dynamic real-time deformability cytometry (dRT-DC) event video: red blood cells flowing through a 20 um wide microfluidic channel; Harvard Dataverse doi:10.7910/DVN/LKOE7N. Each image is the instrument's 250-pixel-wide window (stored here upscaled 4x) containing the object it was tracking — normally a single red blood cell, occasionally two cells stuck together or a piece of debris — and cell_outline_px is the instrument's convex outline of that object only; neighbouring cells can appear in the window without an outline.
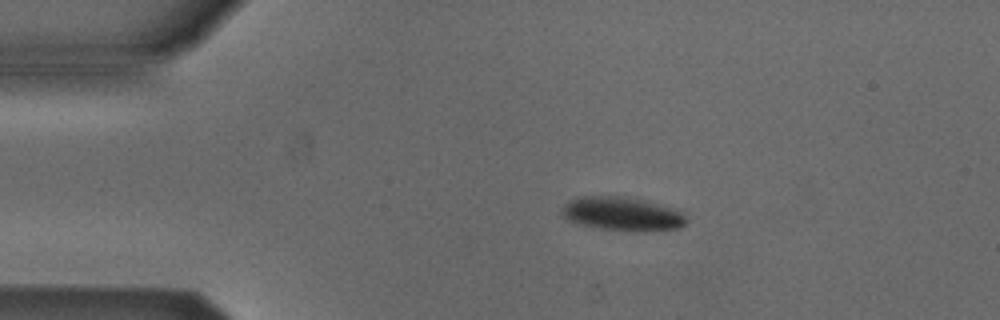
{"species": "Egyptian fruit bat (a non-hibernating species)", "species_latin": "Rousettus aegyptiacus", "temperature_condition": "cold", "stored_images_in_passage": 4, "camera_frame_rate_fps": 3000, "um_per_image_px": 0.085, "animal": {"sex": "male"}, "frame": {"image": 1, "passage_image": 2, "time_ms": 0.333, "image_size_px": [1000, 320], "cell_outline_px": [[688, 220], [680, 228], [644, 232], [636, 232], [600, 228], [580, 224], [564, 216], [560, 212], [560, 208], [568, 200], [584, 196], [620, 196], [644, 200], [672, 208], [684, 212]], "centroid_in_image_um": [52.92, 18.18], "position_along_channel_um": 32.1, "area_um2": 24.57}}
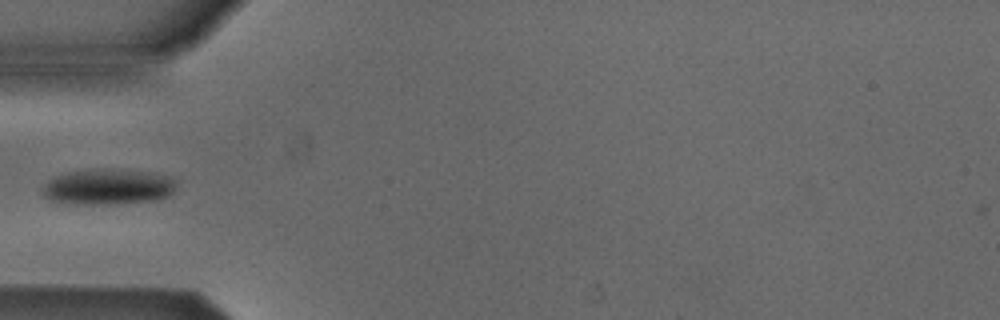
{"frame": {"image": 2, "passage_image": 4, "time_ms": 1.0, "image_size_px": [1000, 320], "cell_outline_px": [[176, 188], [168, 196], [160, 200], [120, 204], [72, 204], [48, 200], [44, 196], [44, 188], [48, 180], [56, 176], [68, 172], [100, 168], [104, 168], [140, 172], [172, 176], [176, 180]], "centroid_in_image_um": [9.21, 15.9], "position_along_channel_um": 75.8, "area_um2": 27.98}}